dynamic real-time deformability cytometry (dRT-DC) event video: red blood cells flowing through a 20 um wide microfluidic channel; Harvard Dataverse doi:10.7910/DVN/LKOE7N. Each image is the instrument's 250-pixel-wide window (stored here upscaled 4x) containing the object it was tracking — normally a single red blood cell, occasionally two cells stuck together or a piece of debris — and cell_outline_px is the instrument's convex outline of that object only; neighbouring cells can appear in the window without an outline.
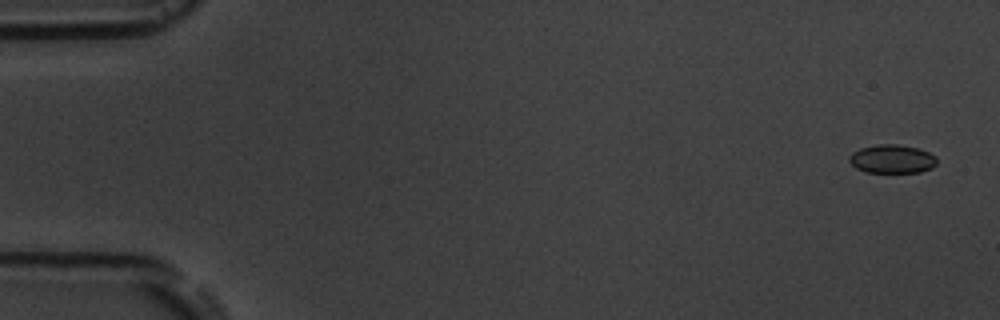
{"species": "common noctule bat (a hibernating species)", "species_latin": "Nyctalus noctula", "temperature_condition": "room temperature", "stored_images_in_passage": 5, "camera_frame_rate_fps": 3000, "um_per_image_px": 0.085, "animal": {"sex": "male", "body_mass_g": 19.5, "forearm_length_mm": 54.6}, "frame": {"image": 1, "passage_image": 1, "time_ms": 0.0, "image_size_px": [1000, 320], "cell_outline_px": [[936, 164], [932, 168], [920, 172], [864, 172], [856, 168], [848, 160], [848, 156], [852, 152], [860, 148], [876, 144], [896, 144], [916, 148], [928, 152], [936, 156]], "centroid_in_image_um": [75.8, 13.51], "position_along_channel_um": 9.2, "area_um2": 14.62}}
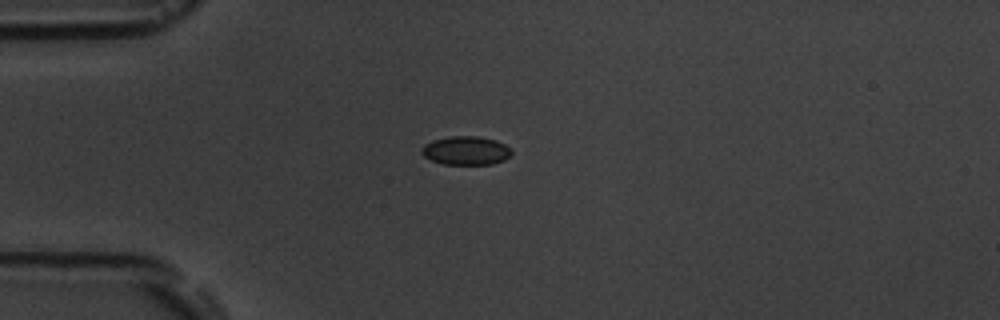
{"frame": {"image": 2, "passage_image": 4, "time_ms": 4.333, "image_size_px": [1000, 320], "cell_outline_px": [[512, 152], [504, 160], [492, 164], [444, 164], [432, 160], [424, 156], [420, 152], [420, 148], [424, 144], [432, 140], [452, 136], [476, 136], [496, 140], [512, 148]], "centroid_in_image_um": [39.59, 12.79], "position_along_channel_um": 45.4, "area_um2": 15.03}}